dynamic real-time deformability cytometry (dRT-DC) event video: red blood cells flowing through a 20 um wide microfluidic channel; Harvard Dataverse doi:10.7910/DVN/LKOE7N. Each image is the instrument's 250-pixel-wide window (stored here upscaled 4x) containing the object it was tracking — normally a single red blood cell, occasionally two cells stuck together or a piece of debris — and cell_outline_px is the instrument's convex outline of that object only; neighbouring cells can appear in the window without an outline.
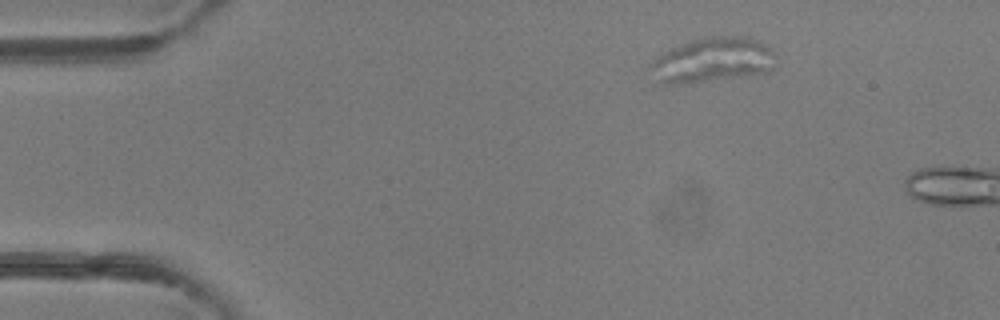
{"species": "common noctule bat (a hibernating species)", "species_latin": "Nyctalus noctula", "temperature_condition": "room temperature", "stored_images_in_passage": 2, "camera_frame_rate_fps": 3000, "um_per_image_px": 0.085, "animal": {"sex": "female"}, "frame": {"image": 1, "passage_image": 1, "time_ms": 0.0, "image_size_px": [1000, 320], "cell_outline_px": [[776, 72], [676, 84], [652, 84], [648, 68], [648, 64], [652, 60], [664, 52], [680, 44], [704, 36], [748, 36], [772, 48], [776, 56]], "centroid_in_image_um": [60.55, 5.12], "position_along_channel_um": 24.4, "area_um2": 33.76}}